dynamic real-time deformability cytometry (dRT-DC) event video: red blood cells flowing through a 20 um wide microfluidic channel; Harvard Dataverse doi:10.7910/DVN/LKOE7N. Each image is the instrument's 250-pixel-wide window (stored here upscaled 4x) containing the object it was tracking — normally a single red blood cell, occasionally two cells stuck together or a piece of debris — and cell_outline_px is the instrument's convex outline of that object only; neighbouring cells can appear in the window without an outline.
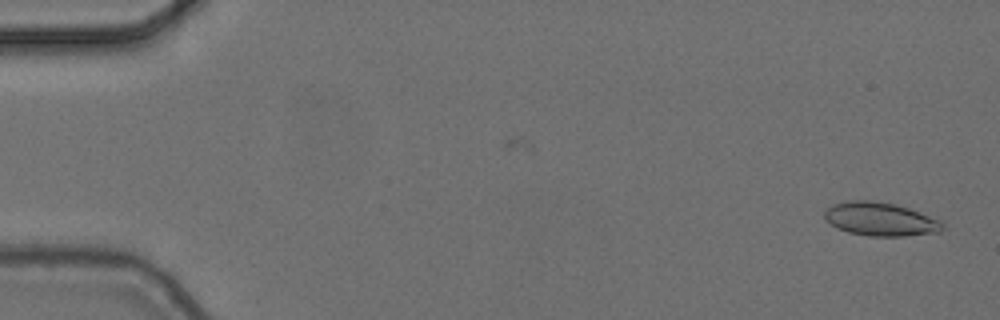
{"species": "common noctule bat (a hibernating species)", "species_latin": "Nyctalus noctula", "temperature_condition": "cold", "stored_images_in_passage": 3, "camera_frame_rate_fps": 3000, "um_per_image_px": 0.085, "animal": {"sex": "female", "body_mass_g": 24.6, "forearm_length_mm": 56.2}, "frame": {"image": 1, "passage_image": 3, "time_ms": 0.667, "image_size_px": [1000, 320], "cell_outline_px": [[944, 228], [940, 232], [904, 236], [868, 236], [848, 232], [836, 228], [824, 220], [824, 212], [832, 204], [852, 200], [872, 200], [896, 204], [908, 208], [940, 220], [944, 224]], "centroid_in_image_um": [74.81, 18.63], "position_along_channel_um": 10.2, "area_um2": 23.18}}